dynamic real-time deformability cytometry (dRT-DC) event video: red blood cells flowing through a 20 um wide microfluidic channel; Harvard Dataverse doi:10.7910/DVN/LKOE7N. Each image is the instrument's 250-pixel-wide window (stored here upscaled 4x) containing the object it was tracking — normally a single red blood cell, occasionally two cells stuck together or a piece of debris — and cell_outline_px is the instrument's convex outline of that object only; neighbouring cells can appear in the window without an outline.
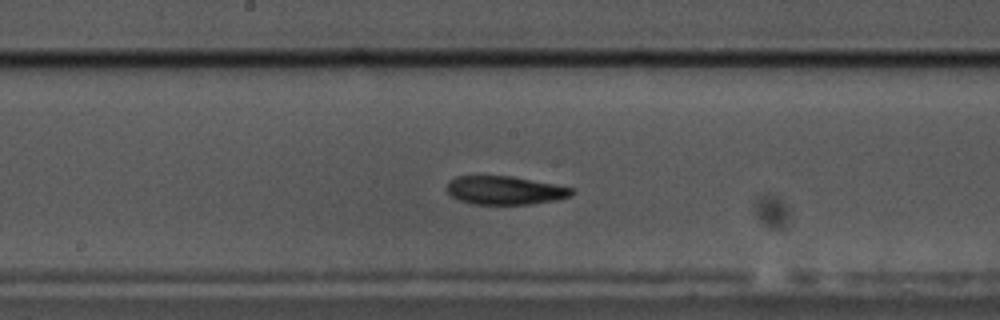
{"species": "common noctule bat (a hibernating species)", "species_latin": "Nyctalus noctula", "temperature_condition": "cold", "stored_images_in_passage": 59, "segment_of_instrument_passage": [1, 2], "camera_frame_rate_fps": 3000, "um_per_image_px": 0.085, "animal": {"sex": "male", "body_mass_g": 17.5, "forearm_length_mm": 52.3}, "frame": {"image": 1, "passage_image": 29, "time_ms": 9.333, "image_size_px": [1000, 320], "cell_outline_px": [[576, 192], [572, 196], [556, 200], [532, 204], [472, 204], [460, 200], [452, 196], [448, 192], [448, 184], [456, 176], [512, 176], [572, 188]], "centroid_in_image_um": [42.96, 16.18], "position_along_channel_um": 205.2, "area_um2": 20.52}}
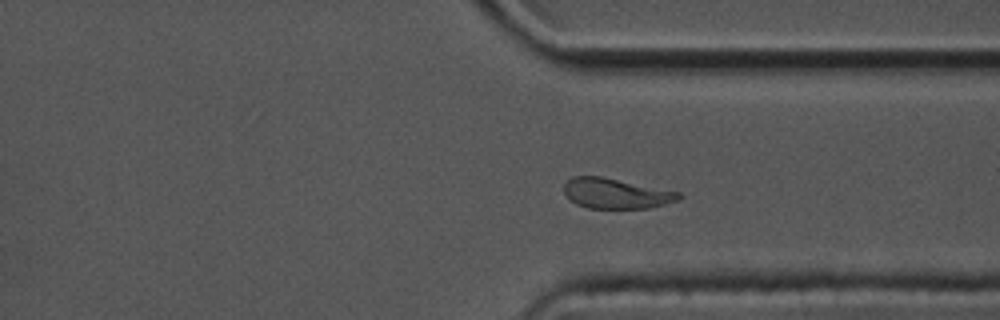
{"frame": {"image": 2, "passage_image": 43, "time_ms": 14.0, "image_size_px": [1000, 320], "cell_outline_px": [[684, 196], [680, 200], [648, 208], [588, 208], [576, 204], [568, 200], [564, 192], [564, 184], [572, 176], [600, 176], [680, 192]], "centroid_in_image_um": [52.35, 16.45], "position_along_channel_um": 359.1, "area_um2": 20.29}}
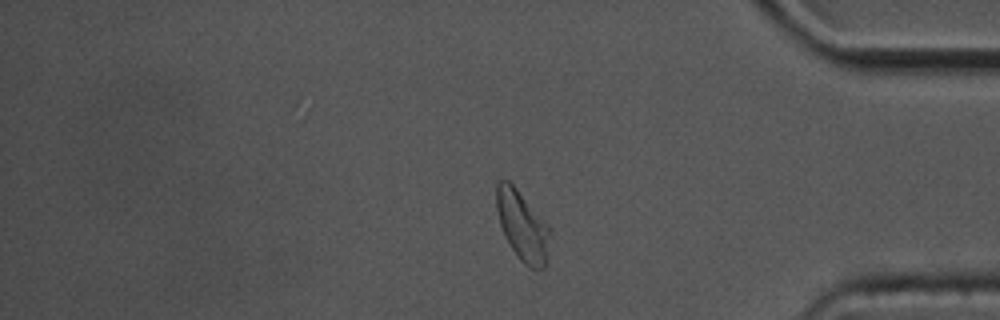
{"frame": {"image": 3, "passage_image": 48, "time_ms": 15.667, "image_size_px": [1000, 320], "cell_outline_px": [[552, 232], [548, 264], [544, 268], [528, 268], [516, 256], [508, 244], [504, 236], [500, 224], [496, 208], [496, 180], [508, 180], [516, 188], [548, 224]], "centroid_in_image_um": [44.44, 19.25], "position_along_channel_um": 390.8, "area_um2": 22.37}}